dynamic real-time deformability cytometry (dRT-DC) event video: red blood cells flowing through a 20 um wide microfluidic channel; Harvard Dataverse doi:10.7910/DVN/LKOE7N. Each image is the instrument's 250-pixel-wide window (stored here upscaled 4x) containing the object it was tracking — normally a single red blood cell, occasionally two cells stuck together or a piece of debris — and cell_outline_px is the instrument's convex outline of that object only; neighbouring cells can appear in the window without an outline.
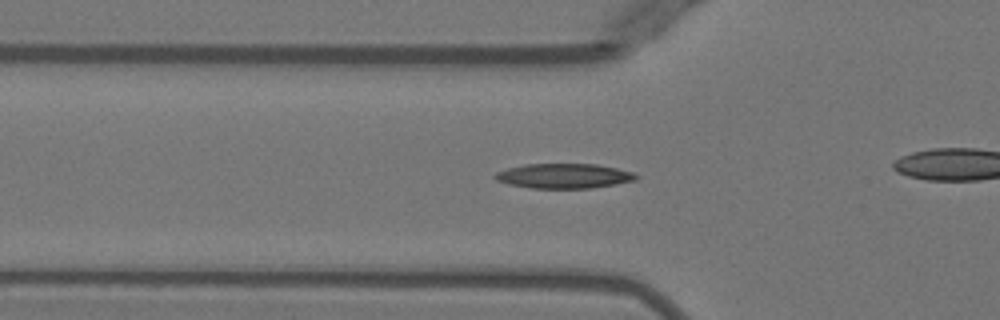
{"species": "Egyptian fruit bat (a non-hibernating species)", "species_latin": "Rousettus aegyptiacus", "temperature_condition": "warm", "stored_images_in_passage": 41, "camera_frame_rate_fps": 3000, "um_per_image_px": 0.085, "animal": {"sex": "female"}, "frame": {"image": 1, "passage_image": 17, "time_ms": 5.333, "image_size_px": [1000, 320], "cell_outline_px": [[640, 176], [636, 180], [616, 184], [588, 188], [532, 188], [508, 184], [496, 180], [492, 176], [496, 172], [508, 168], [524, 164], [596, 164], [616, 168], [632, 172]], "centroid_in_image_um": [47.92, 14.95], "position_along_channel_um": 77.9, "area_um2": 20.35}}
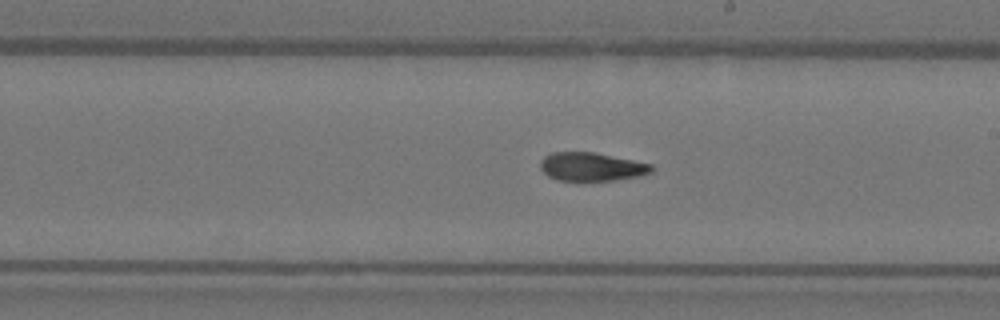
{"frame": {"image": 2, "passage_image": 29, "time_ms": 9.333, "image_size_px": [1000, 320], "cell_outline_px": [[656, 168], [652, 172], [640, 176], [612, 180], [580, 184], [556, 180], [548, 176], [540, 168], [540, 160], [544, 156], [552, 152], [592, 152], [652, 164]], "centroid_in_image_um": [50.25, 14.22], "position_along_channel_um": 238.8, "area_um2": 19.19}}
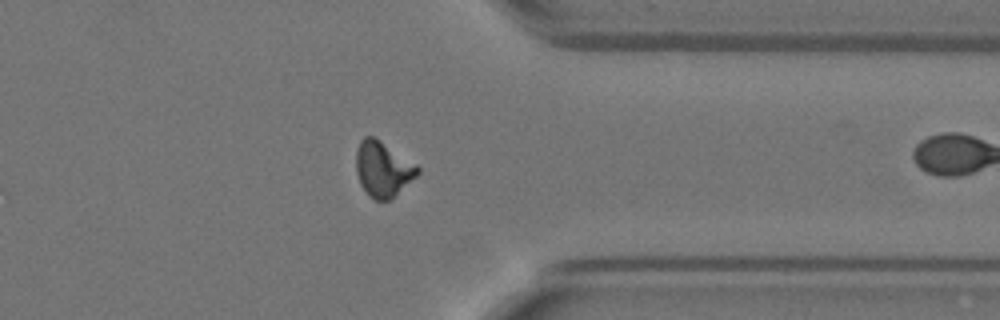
{"frame": {"image": 3, "passage_image": 40, "time_ms": 13.0, "image_size_px": [1000, 320], "cell_outline_px": [[420, 172], [416, 176], [388, 200], [372, 200], [368, 196], [360, 184], [356, 172], [356, 148], [360, 140], [364, 136], [372, 136], [380, 140], [416, 164], [420, 168]], "centroid_in_image_um": [32.51, 14.35], "position_along_channel_um": 378.9, "area_um2": 19.71}}